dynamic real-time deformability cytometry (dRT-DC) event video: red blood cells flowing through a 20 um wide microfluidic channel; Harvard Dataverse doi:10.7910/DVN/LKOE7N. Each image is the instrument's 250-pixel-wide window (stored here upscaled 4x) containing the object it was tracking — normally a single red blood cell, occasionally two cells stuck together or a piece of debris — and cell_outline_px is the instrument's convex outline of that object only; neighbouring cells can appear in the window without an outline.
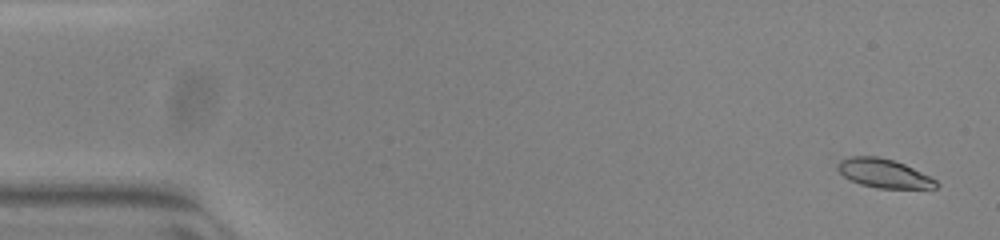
{"species": "common noctule bat (a hibernating species)", "species_latin": "Nyctalus noctula", "temperature_condition": "warm", "stored_images_in_passage": 52, "camera_frame_rate_fps": 3000, "um_per_image_px": 0.085, "animal": {"sex": "female", "body_mass_g": 23.0, "forearm_length_mm": 53.4}, "frame": {"image": 1, "passage_image": 2, "time_ms": 0.333, "image_size_px": [1000, 240], "cell_outline_px": [[940, 184], [936, 188], [876, 188], [860, 184], [844, 176], [836, 168], [836, 164], [840, 160], [848, 156], [876, 156], [892, 160], [904, 164], [936, 180]], "centroid_in_image_um": [75.09, 14.73], "position_along_channel_um": 9.9, "area_um2": 16.42}}
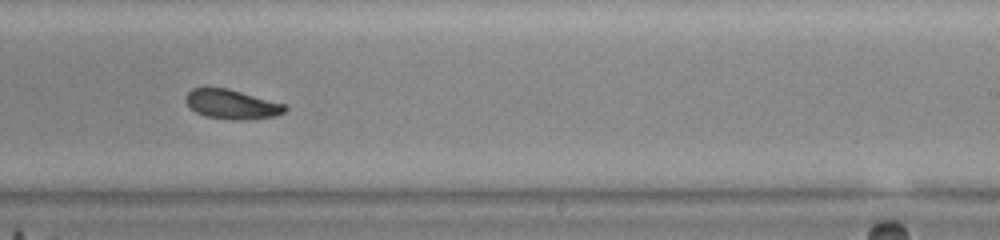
{"frame": {"image": 2, "passage_image": 32, "time_ms": 10.333, "image_size_px": [1000, 240], "cell_outline_px": [[288, 108], [284, 112], [276, 116], [244, 120], [236, 120], [208, 116], [196, 112], [184, 100], [184, 96], [192, 88], [228, 88], [284, 104]], "centroid_in_image_um": [19.7, 8.86], "position_along_channel_um": 269.3, "area_um2": 16.82}}
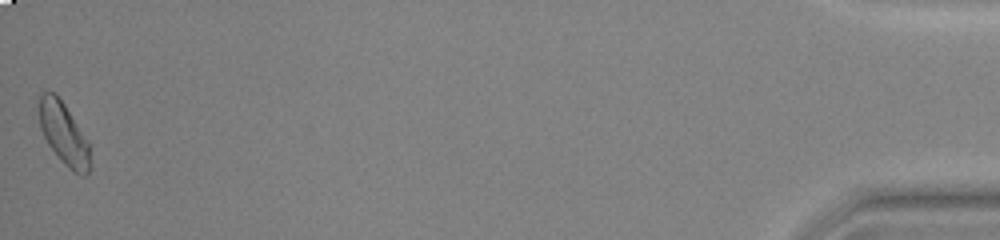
{"frame": {"image": 3, "passage_image": 52, "time_ms": 17.0, "image_size_px": [1000, 240], "cell_outline_px": [[92, 168], [84, 176], [80, 176], [68, 168], [48, 144], [40, 128], [40, 96], [44, 92], [56, 92], [64, 104], [88, 144]], "centroid_in_image_um": [5.43, 11.41], "position_along_channel_um": 429.8, "area_um2": 17.98}}